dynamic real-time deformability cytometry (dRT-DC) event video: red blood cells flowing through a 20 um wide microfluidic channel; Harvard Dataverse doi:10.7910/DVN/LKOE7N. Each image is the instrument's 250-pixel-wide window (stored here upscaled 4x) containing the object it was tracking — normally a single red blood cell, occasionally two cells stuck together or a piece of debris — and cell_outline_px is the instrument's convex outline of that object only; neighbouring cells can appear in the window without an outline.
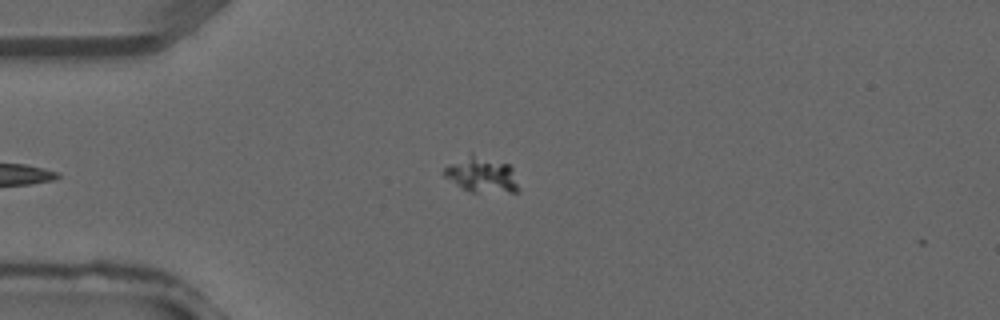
{"species": "common noctule bat (a hibernating species)", "species_latin": "Nyctalus noctula", "temperature_condition": "warm", "stored_images_in_passage": 26, "camera_frame_rate_fps": 3000, "um_per_image_px": 0.085, "animal": {"sex": "male", "forearm_length_mm": 52.5}, "frame": {"image": 1, "passage_image": 2, "time_ms": 0.333, "image_size_px": [1000, 320], "cell_outline_px": [[520, 192], [472, 192], [464, 188], [444, 176], [444, 168], [472, 152], [508, 164], [512, 168], [520, 188]], "centroid_in_image_um": [41.01, 14.84], "position_along_channel_um": 44.0, "area_um2": 15.32}}
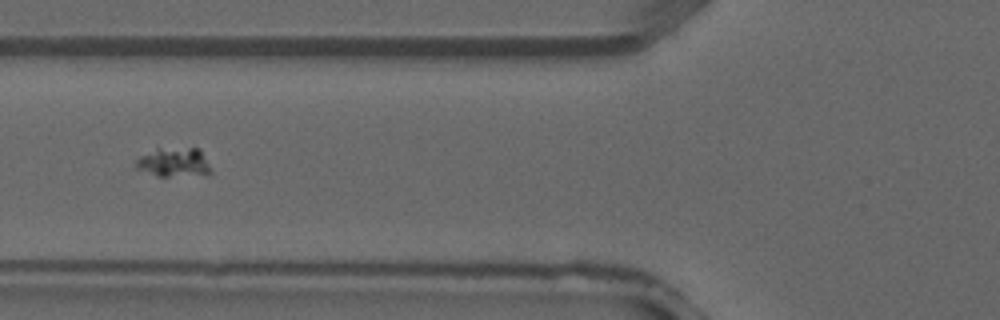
{"frame": {"image": 2, "passage_image": 7, "time_ms": 2.0, "image_size_px": [1000, 320], "cell_outline_px": [[212, 172], [208, 176], [156, 176], [136, 168], [136, 160], [140, 156], [160, 148], [200, 148]], "centroid_in_image_um": [14.84, 13.82], "position_along_channel_um": 111.0, "area_um2": 12.83}}
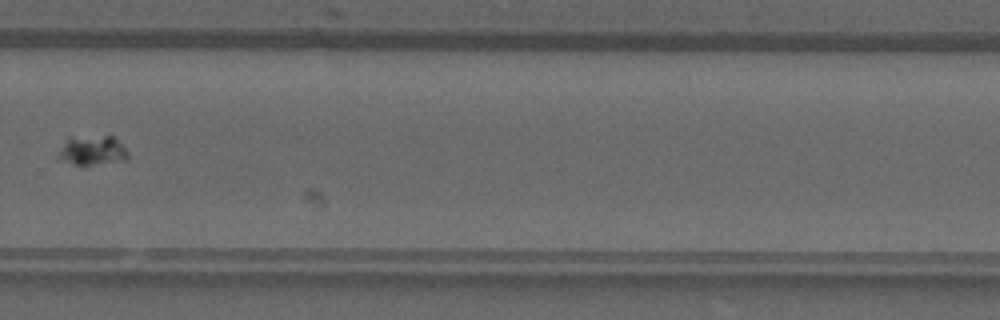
{"frame": {"image": 3, "passage_image": 19, "time_ms": 6.0, "image_size_px": [1000, 320], "cell_outline_px": [[128, 160], [84, 168], [80, 168], [72, 164], [60, 156], [60, 152], [68, 136], [112, 136], [128, 152]], "centroid_in_image_um": [7.89, 12.84], "position_along_channel_um": 321.9, "area_um2": 12.25}}